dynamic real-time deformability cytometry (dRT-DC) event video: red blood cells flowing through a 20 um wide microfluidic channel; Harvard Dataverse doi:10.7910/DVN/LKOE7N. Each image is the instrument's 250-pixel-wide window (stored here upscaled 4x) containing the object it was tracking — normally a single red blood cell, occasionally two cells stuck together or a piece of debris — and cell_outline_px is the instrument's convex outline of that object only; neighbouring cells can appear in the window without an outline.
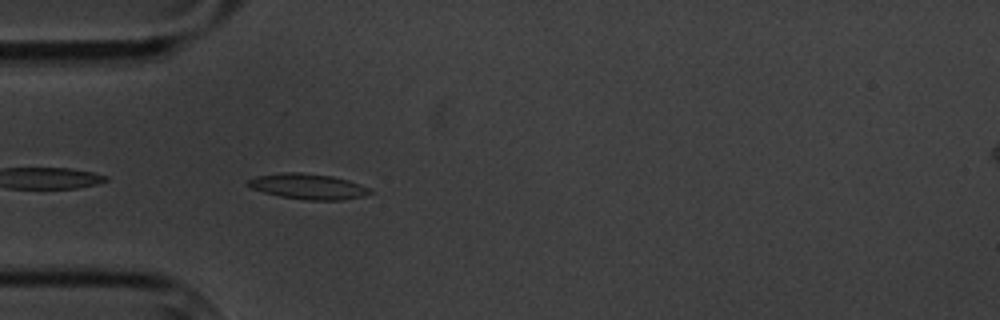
{"species": "common noctule bat (a hibernating species)", "species_latin": "Nyctalus noctula", "temperature_condition": "cold", "stored_images_in_passage": 6, "camera_frame_rate_fps": 3000, "um_per_image_px": 0.085, "animal": {"sex": "male", "body_mass_g": 20.1, "forearm_length_mm": 53.5}, "frame": {"image": 1, "passage_image": 6, "time_ms": 6.0, "image_size_px": [1000, 320], "cell_outline_px": [[372, 192], [364, 196], [340, 200], [304, 200], [280, 196], [264, 192], [252, 188], [244, 184], [248, 180], [256, 176], [284, 172], [300, 172], [332, 176], [348, 180], [372, 188]], "centroid_in_image_um": [26.19, 15.85], "position_along_channel_um": 58.8, "area_um2": 18.21}}